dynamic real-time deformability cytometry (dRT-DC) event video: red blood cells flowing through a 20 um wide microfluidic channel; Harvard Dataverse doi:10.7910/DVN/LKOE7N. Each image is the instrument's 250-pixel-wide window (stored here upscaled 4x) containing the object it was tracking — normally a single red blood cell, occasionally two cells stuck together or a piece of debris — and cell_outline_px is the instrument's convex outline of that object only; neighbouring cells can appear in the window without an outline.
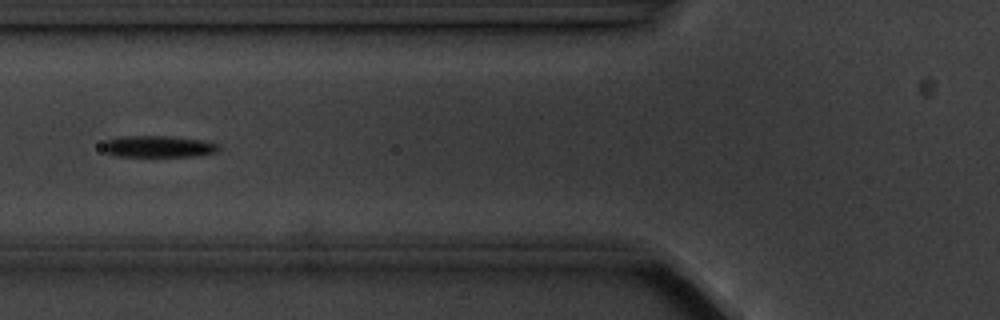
{"species": "common noctule bat (a hibernating species)", "species_latin": "Nyctalus noctula", "temperature_condition": "cold", "stored_images_in_passage": 6, "camera_frame_rate_fps": 3000, "um_per_image_px": 0.085, "animal": {"sex": "male", "body_mass_g": 20.1, "forearm_length_mm": 53.5}, "frame": {"image": 1, "passage_image": 2, "time_ms": 1.0, "image_size_px": [1000, 320], "cell_outline_px": [[220, 148], [216, 152], [200, 156], [112, 156], [104, 152], [104, 144], [108, 140], [116, 136], [172, 136], [204, 140], [216, 144]], "centroid_in_image_um": [13.45, 12.45], "position_along_channel_um": 112.3, "area_um2": 14.68}}
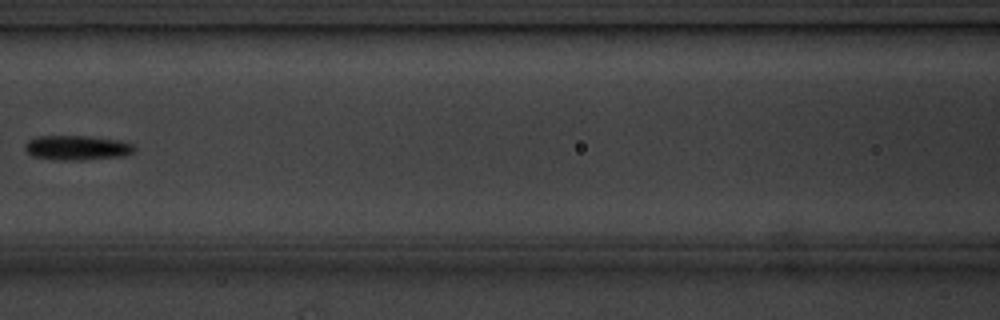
{"frame": {"image": 2, "passage_image": 3, "time_ms": 2.333, "image_size_px": [1000, 320], "cell_outline_px": [[136, 148], [132, 152], [124, 156], [84, 160], [56, 160], [32, 156], [24, 148], [24, 144], [28, 140], [36, 136], [88, 136], [120, 140], [132, 144]], "centroid_in_image_um": [6.53, 12.56], "position_along_channel_um": 160.1, "area_um2": 15.84}}